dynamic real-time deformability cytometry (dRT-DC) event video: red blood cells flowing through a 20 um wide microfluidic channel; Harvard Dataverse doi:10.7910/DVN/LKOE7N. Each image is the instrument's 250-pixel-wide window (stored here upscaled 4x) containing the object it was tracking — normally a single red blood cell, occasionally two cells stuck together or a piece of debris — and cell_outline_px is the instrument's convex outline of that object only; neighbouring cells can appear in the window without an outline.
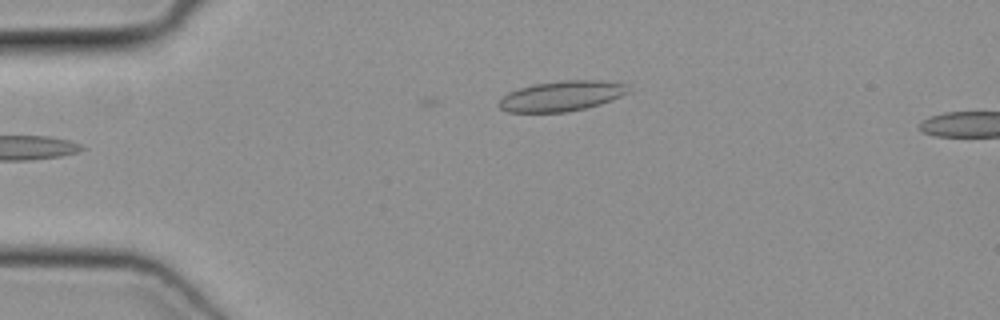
{"species": "common noctule bat (a hibernating species)", "species_latin": "Nyctalus noctula", "temperature_condition": "cold", "stored_images_in_passage": 3, "camera_frame_rate_fps": 3000, "um_per_image_px": 0.085, "animal": {"sex": "female", "body_mass_g": 19.3, "forearm_length_mm": 54.1}, "frame": {"image": 1, "passage_image": 1, "time_ms": 0.0, "image_size_px": [1000, 320], "cell_outline_px": [[628, 92], [612, 100], [588, 108], [568, 112], [508, 112], [500, 108], [496, 104], [500, 96], [508, 92], [520, 88], [536, 84], [560, 80], [596, 80], [628, 84]], "centroid_in_image_um": [47.69, 8.17], "position_along_channel_um": 37.3, "area_um2": 22.95}}